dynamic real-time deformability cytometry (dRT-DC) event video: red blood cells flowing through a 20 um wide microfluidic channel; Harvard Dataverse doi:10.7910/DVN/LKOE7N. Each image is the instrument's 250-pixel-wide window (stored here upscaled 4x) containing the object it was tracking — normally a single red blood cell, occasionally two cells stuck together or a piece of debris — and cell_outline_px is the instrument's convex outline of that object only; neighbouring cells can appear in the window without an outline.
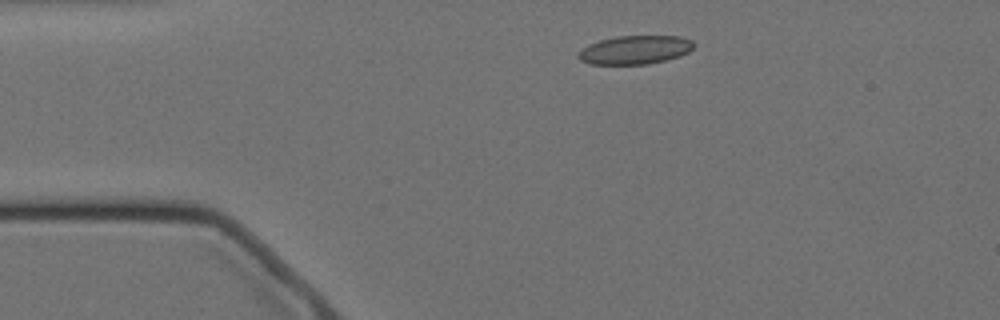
{"species": "Egyptian fruit bat (a non-hibernating species)", "species_latin": "Rousettus aegyptiacus", "temperature_condition": "cold", "stored_images_in_passage": 13, "camera_frame_rate_fps": 3000, "um_per_image_px": 0.085, "animal": {"sex": "female"}, "frame": {"image": 1, "passage_image": 1, "time_ms": 0.0, "image_size_px": [1000, 320], "cell_outline_px": [[696, 44], [688, 52], [664, 60], [648, 64], [592, 64], [580, 60], [576, 56], [588, 44], [600, 40], [616, 36], [680, 36], [692, 40]], "centroid_in_image_um": [53.97, 4.23], "position_along_channel_um": 31.0, "area_um2": 19.07}}
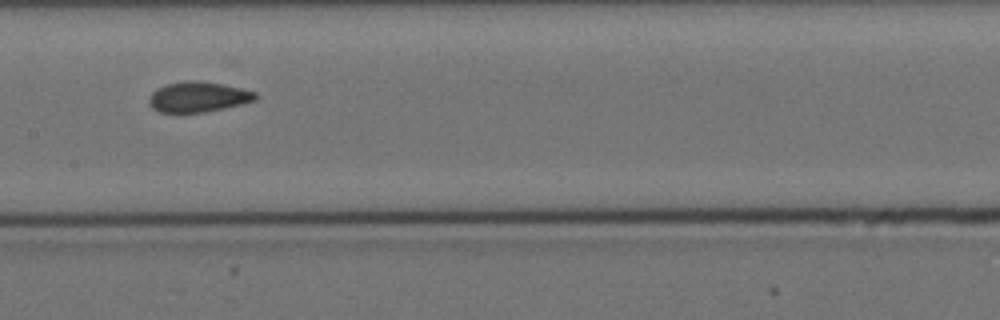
{"frame": {"image": 2, "passage_image": 6, "time_ms": 5.667, "image_size_px": [1000, 320], "cell_outline_px": [[256, 100], [244, 104], [204, 112], [160, 112], [152, 108], [148, 104], [148, 100], [152, 92], [156, 88], [168, 84], [188, 80], [192, 80], [220, 84], [240, 88], [256, 92]], "centroid_in_image_um": [16.82, 8.24], "position_along_channel_um": 190.6, "area_um2": 18.67}}
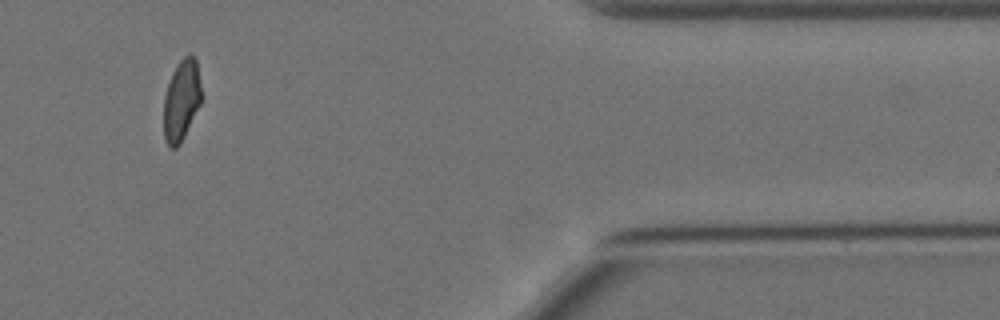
{"frame": {"image": 3, "passage_image": 11, "time_ms": 12.667, "image_size_px": [1000, 320], "cell_outline_px": [[204, 96], [180, 144], [176, 148], [172, 148], [164, 140], [164, 96], [172, 72], [180, 60], [184, 56], [192, 56], [196, 60]], "centroid_in_image_um": [15.44, 8.52], "position_along_channel_um": 396.0, "area_um2": 17.86}, "authors_computed_cell_mechanics": {"area_um2": 18.785, "velocity_mm_per_s": 3.4978, "shape_relaxation_time_tau1_ms": null, "shape_relaxation_time_tau2_ms": 1.1478, "deformation_change_tau1": null, "deformation_change_tau2": 0.0584}}